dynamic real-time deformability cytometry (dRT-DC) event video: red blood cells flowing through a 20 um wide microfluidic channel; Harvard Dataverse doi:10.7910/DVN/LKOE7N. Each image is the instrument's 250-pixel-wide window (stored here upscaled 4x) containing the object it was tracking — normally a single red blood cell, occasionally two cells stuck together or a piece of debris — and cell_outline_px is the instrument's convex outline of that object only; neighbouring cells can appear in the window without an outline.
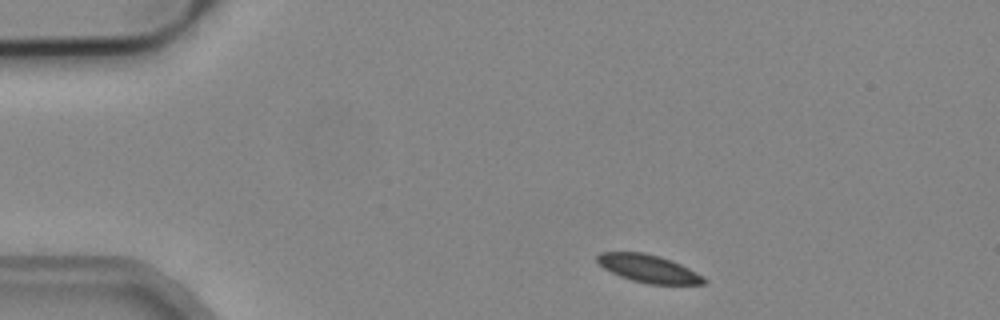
{"species": "common noctule bat (a hibernating species)", "species_latin": "Nyctalus noctula", "temperature_condition": "cold", "stored_images_in_passage": 4, "camera_frame_rate_fps": 3000, "um_per_image_px": 0.085, "animal": {"sex": "male", "body_mass_g": 19.2, "forearm_length_mm": 51.8}, "frame": {"image": 1, "passage_image": 1, "time_ms": 0.0, "image_size_px": [1000, 320], "cell_outline_px": [[708, 280], [704, 284], [648, 284], [632, 280], [620, 276], [604, 268], [596, 260], [596, 256], [600, 252], [644, 252], [660, 256], [680, 264], [704, 276]], "centroid_in_image_um": [55.13, 22.83], "position_along_channel_um": 29.9, "area_um2": 17.22}}
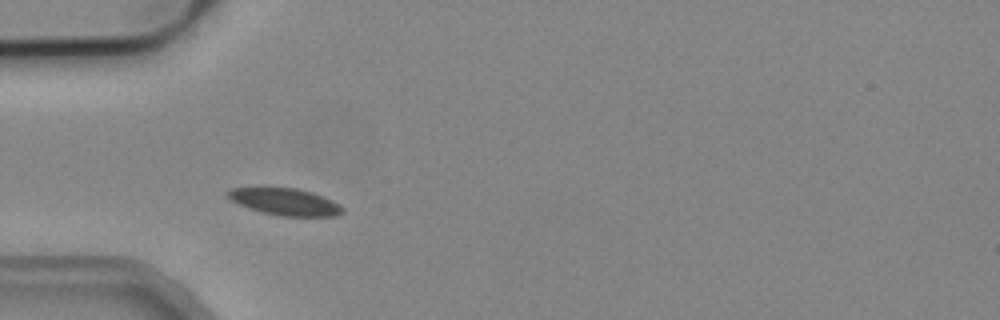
{"frame": {"image": 2, "passage_image": 3, "time_ms": 0.667, "image_size_px": [1000, 320], "cell_outline_px": [[344, 212], [336, 216], [280, 216], [264, 212], [240, 204], [224, 196], [224, 192], [232, 188], [264, 184], [296, 188], [312, 192], [332, 200], [340, 204], [344, 208]], "centroid_in_image_um": [24.17, 17.08], "position_along_channel_um": 60.8, "area_um2": 18.79}}